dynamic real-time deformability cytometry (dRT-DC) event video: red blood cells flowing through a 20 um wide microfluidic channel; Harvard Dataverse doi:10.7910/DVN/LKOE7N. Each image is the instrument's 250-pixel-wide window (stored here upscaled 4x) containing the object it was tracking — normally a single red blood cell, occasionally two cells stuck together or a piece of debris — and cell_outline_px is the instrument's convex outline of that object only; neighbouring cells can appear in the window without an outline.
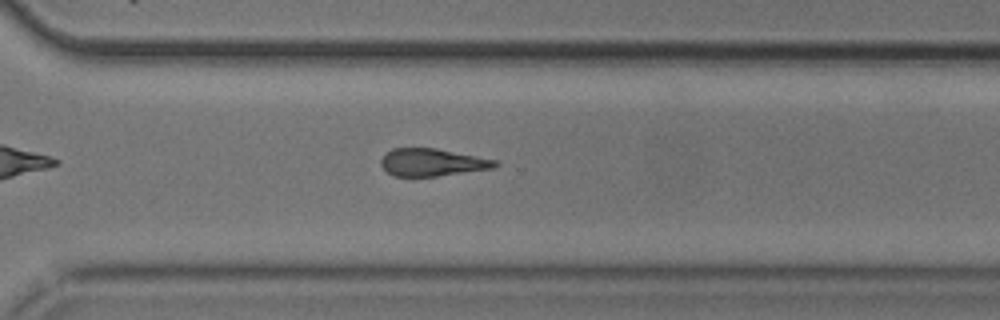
{"species": "common noctule bat (a hibernating species)", "species_latin": "Nyctalus noctula", "temperature_condition": "cold", "stored_images_in_passage": 12, "camera_frame_rate_fps": 3000, "um_per_image_px": 0.085, "animal": {"sex": "male", "body_mass_g": 20.5, "forearm_length_mm": 52.5}, "frame": {"image": 1, "passage_image": 12, "time_ms": 13.667, "image_size_px": [1000, 320], "cell_outline_px": [[500, 164], [492, 168], [436, 176], [396, 176], [388, 172], [380, 164], [380, 160], [392, 148], [436, 148], [496, 160]], "centroid_in_image_um": [36.73, 13.79], "position_along_channel_um": 333.9, "area_um2": 17.98}}